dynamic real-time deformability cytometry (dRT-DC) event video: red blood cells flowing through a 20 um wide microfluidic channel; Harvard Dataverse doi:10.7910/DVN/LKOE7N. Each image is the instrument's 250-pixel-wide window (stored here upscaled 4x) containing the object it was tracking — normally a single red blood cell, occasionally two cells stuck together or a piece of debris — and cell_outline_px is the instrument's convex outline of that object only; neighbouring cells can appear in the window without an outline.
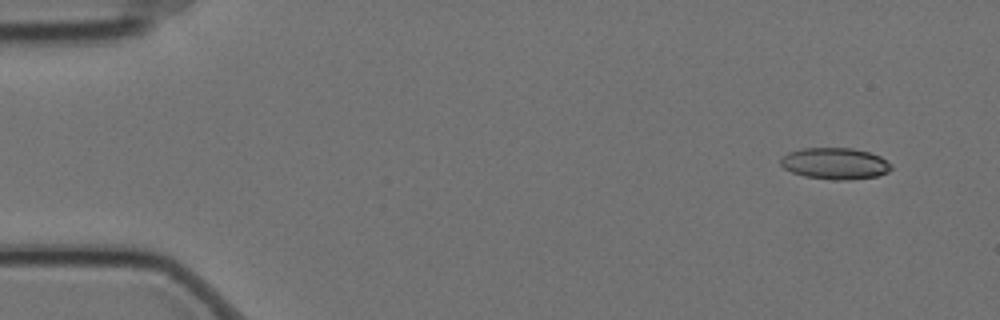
{"species": "Egyptian fruit bat (a non-hibernating species)", "species_latin": "Rousettus aegyptiacus", "temperature_condition": "cold", "stored_images_in_passage": 2, "camera_frame_rate_fps": 3000, "um_per_image_px": 0.085, "animal": {"sex": "female"}, "frame": {"image": 1, "passage_image": 1, "time_ms": 0.0, "image_size_px": [1000, 320], "cell_outline_px": [[892, 168], [888, 172], [876, 176], [848, 180], [832, 180], [804, 176], [792, 172], [784, 168], [780, 164], [780, 160], [788, 152], [804, 148], [852, 148], [868, 152], [880, 156], [892, 164]], "centroid_in_image_um": [70.98, 13.9], "position_along_channel_um": 14.0, "area_um2": 20.29}}